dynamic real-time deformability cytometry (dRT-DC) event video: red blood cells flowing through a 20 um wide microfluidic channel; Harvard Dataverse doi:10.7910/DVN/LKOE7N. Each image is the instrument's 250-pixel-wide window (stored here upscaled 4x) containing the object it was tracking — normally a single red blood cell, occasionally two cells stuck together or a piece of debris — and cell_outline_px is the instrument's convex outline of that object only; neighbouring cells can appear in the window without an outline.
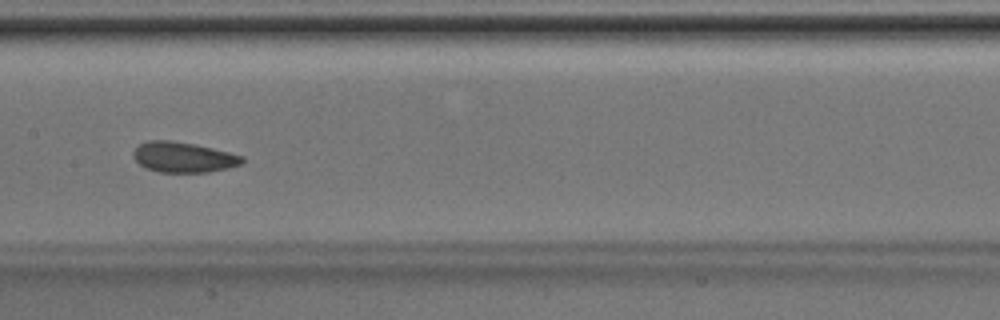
{"species": "Egyptian fruit bat (a non-hibernating species)", "species_latin": "Rousettus aegyptiacus", "temperature_condition": "room temperature", "stored_images_in_passage": 33, "camera_frame_rate_fps": 3000, "um_per_image_px": 0.085, "animal": {"sex": "male"}, "frame": {"image": 1, "passage_image": 10, "time_ms": 3.0, "image_size_px": [1000, 320], "cell_outline_px": [[244, 160], [240, 164], [228, 168], [208, 172], [160, 172], [144, 168], [132, 156], [132, 152], [140, 144], [148, 140], [168, 140], [192, 144], [212, 148], [244, 156]], "centroid_in_image_um": [15.56, 13.37], "position_along_channel_um": 191.8, "area_um2": 19.13}}